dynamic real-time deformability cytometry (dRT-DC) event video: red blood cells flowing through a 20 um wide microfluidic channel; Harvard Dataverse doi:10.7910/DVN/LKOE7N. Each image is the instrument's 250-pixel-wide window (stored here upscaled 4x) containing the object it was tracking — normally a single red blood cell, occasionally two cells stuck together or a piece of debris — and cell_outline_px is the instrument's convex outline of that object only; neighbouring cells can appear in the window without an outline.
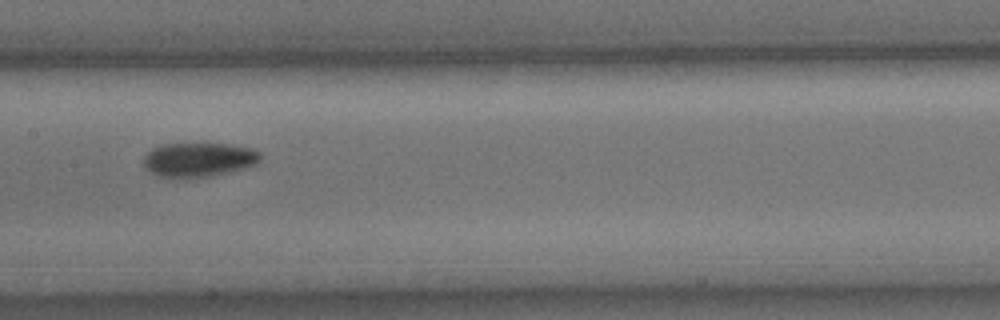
{"species": "common noctule bat (a hibernating species)", "species_latin": "Nyctalus noctula", "temperature_condition": "cold", "stored_images_in_passage": 17, "camera_frame_rate_fps": 3000, "um_per_image_px": 0.085, "animal": {"sex": "male", "body_mass_g": 15.6}, "frame": {"image": 1, "passage_image": 10, "time_ms": 3.0, "image_size_px": [1000, 320], "cell_outline_px": [[264, 156], [256, 164], [244, 168], [212, 176], [156, 176], [144, 168], [144, 156], [152, 148], [164, 144], [228, 144], [252, 148], [260, 152]], "centroid_in_image_um": [16.92, 13.55], "position_along_channel_um": 190.5, "area_um2": 23.06}}
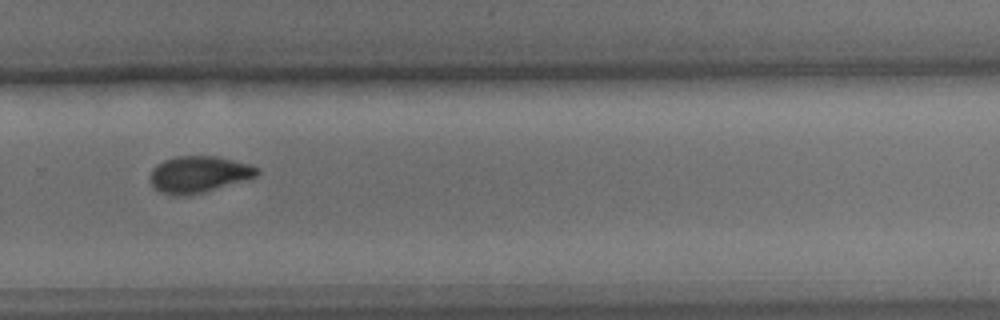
{"frame": {"image": 2, "passage_image": 13, "time_ms": 4.0, "image_size_px": [1000, 320], "cell_outline_px": [[260, 172], [256, 176], [188, 196], [176, 196], [160, 192], [152, 188], [148, 180], [148, 176], [152, 168], [156, 164], [164, 160], [176, 156], [216, 156], [252, 164], [260, 168]], "centroid_in_image_um": [16.82, 14.81], "position_along_channel_um": 313.0, "area_um2": 23.0}}
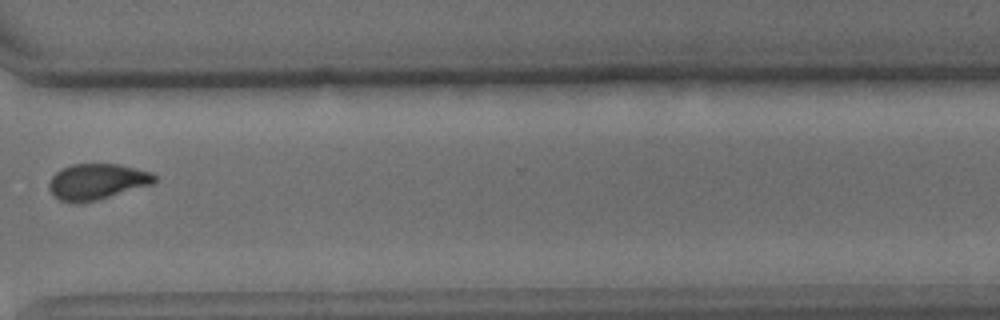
{"frame": {"image": 3, "passage_image": 14, "time_ms": 4.333, "image_size_px": [1000, 320], "cell_outline_px": [[156, 180], [152, 184], [96, 200], [80, 204], [72, 204], [60, 200], [48, 188], [48, 184], [52, 176], [60, 168], [72, 164], [120, 164], [152, 172], [156, 176]], "centroid_in_image_um": [8.22, 15.44], "position_along_channel_um": 362.4, "area_um2": 22.14}}